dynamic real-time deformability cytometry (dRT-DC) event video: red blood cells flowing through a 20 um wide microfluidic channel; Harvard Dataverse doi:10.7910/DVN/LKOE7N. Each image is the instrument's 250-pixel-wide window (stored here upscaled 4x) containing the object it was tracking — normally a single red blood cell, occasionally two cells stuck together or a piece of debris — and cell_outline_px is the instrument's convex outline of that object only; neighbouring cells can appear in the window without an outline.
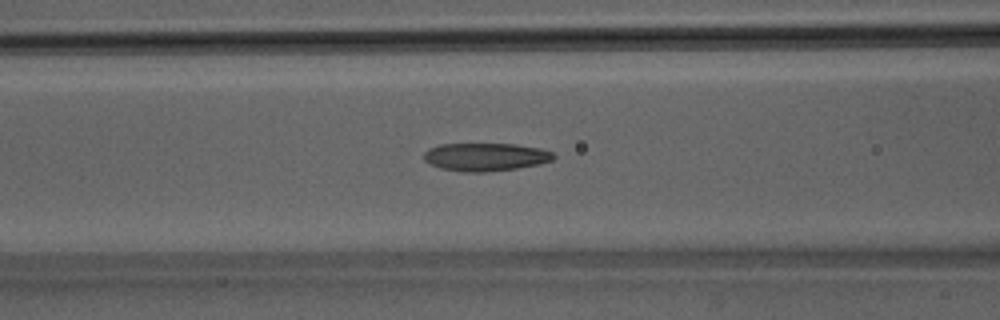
{"species": "Egyptian fruit bat (a non-hibernating species)", "species_latin": "Rousettus aegyptiacus", "temperature_condition": "room temperature", "stored_images_in_passage": 47, "camera_frame_rate_fps": 3000, "um_per_image_px": 0.085, "animal": {"sex": "male"}, "frame": {"image": 1, "passage_image": 20, "time_ms": 6.333, "image_size_px": [1000, 320], "cell_outline_px": [[556, 156], [552, 160], [540, 164], [516, 168], [484, 172], [464, 172], [440, 168], [428, 164], [424, 160], [424, 152], [428, 148], [440, 144], [512, 144], [540, 148], [552, 152]], "centroid_in_image_um": [41.24, 13.34], "position_along_channel_um": 125.4, "area_um2": 21.21}}
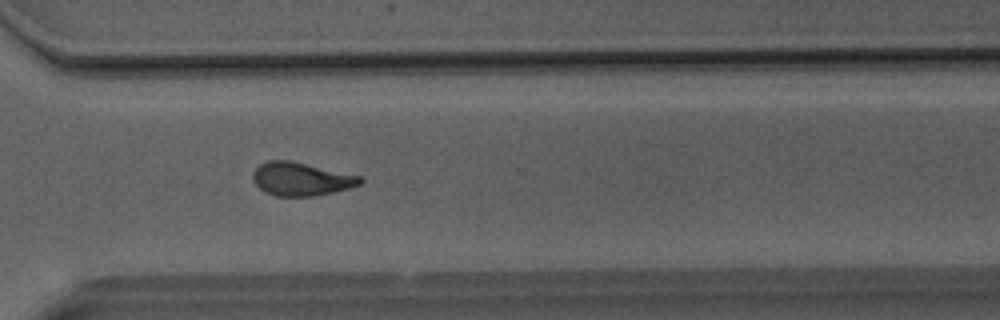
{"frame": {"image": 2, "passage_image": 36, "time_ms": 11.667, "image_size_px": [1000, 320], "cell_outline_px": [[364, 180], [360, 184], [348, 188], [332, 192], [312, 196], [272, 196], [264, 192], [252, 180], [252, 172], [260, 164], [268, 160], [292, 160], [364, 176]], "centroid_in_image_um": [25.6, 15.2], "position_along_channel_um": 345.0, "area_um2": 21.15}}
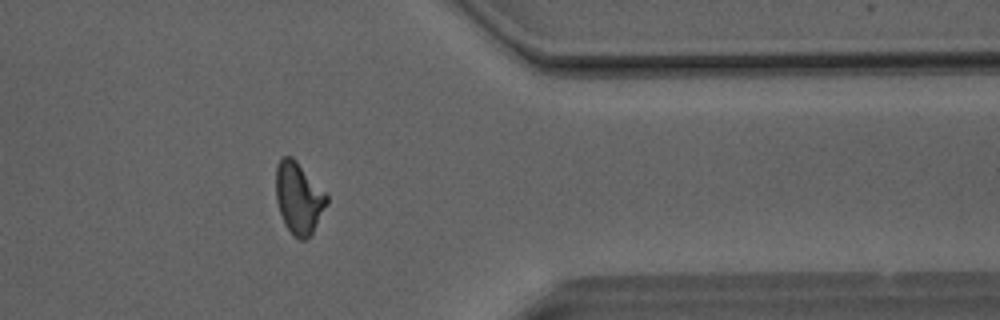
{"frame": {"image": 3, "passage_image": 40, "time_ms": 13.0, "image_size_px": [1000, 320], "cell_outline_px": [[328, 204], [312, 232], [304, 240], [300, 240], [288, 228], [280, 212], [276, 200], [276, 168], [280, 160], [284, 156], [292, 156], [296, 160], [328, 196]], "centroid_in_image_um": [25.39, 16.8], "position_along_channel_um": 386.0, "area_um2": 20.69}}